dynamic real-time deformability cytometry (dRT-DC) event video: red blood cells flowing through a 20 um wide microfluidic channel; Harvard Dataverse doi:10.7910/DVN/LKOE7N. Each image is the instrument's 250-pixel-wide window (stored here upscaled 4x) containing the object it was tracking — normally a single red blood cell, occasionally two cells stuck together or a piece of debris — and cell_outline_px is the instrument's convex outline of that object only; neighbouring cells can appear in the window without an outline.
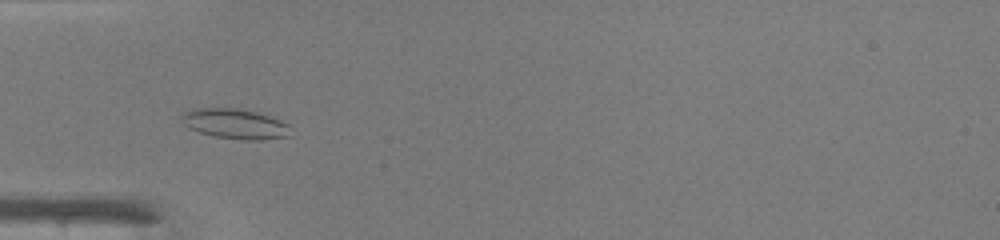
{"species": "common noctule bat (a hibernating species)", "species_latin": "Nyctalus noctula", "temperature_condition": "warm", "stored_images_in_passage": 36, "camera_frame_rate_fps": 3000, "um_per_image_px": 0.085, "animal": {"sex": "male", "body_mass_g": 19.0, "forearm_length_mm": 50.8}, "frame": {"image": 1, "passage_image": 4, "time_ms": 1.0, "image_size_px": [1000, 240], "cell_outline_px": [[292, 136], [260, 140], [248, 140], [216, 136], [200, 132], [188, 128], [180, 120], [180, 112], [192, 108], [240, 108], [256, 112], [280, 120], [288, 124]], "centroid_in_image_um": [19.94, 10.51], "position_along_channel_um": 65.1, "area_um2": 19.25}}
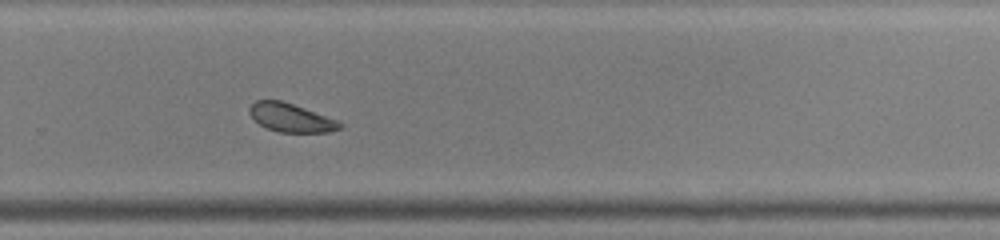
{"frame": {"image": 2, "passage_image": 21, "time_ms": 6.667, "image_size_px": [1000, 240], "cell_outline_px": [[344, 124], [340, 128], [328, 132], [280, 132], [264, 128], [252, 116], [248, 108], [256, 100], [280, 100], [304, 108], [336, 120]], "centroid_in_image_um": [24.71, 10.01], "position_along_channel_um": 305.1, "area_um2": 14.74}}
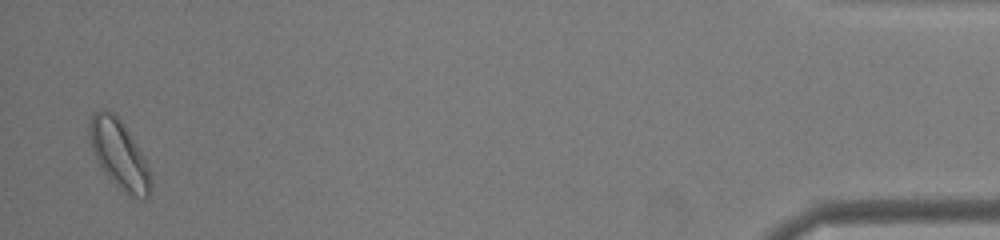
{"frame": {"image": 3, "passage_image": 35, "time_ms": 11.333, "image_size_px": [1000, 240], "cell_outline_px": [[152, 184], [148, 196], [128, 196], [108, 176], [100, 164], [92, 148], [88, 136], [88, 124], [92, 112], [104, 108], [112, 112], [120, 120], [144, 156], [148, 164]], "centroid_in_image_um": [10.11, 13.07], "position_along_channel_um": 425.1, "area_um2": 24.04}, "authors_computed_cell_mechanics": {"area_um2": 16.0973, "velocity_mm_per_s": 4.2674, "shape_relaxation_time_tau1_ms": 1.0635, "shape_relaxation_time_tau2_ms": null, "deformation_change_tau1": 0.0768, "deformation_change_tau2": null}}